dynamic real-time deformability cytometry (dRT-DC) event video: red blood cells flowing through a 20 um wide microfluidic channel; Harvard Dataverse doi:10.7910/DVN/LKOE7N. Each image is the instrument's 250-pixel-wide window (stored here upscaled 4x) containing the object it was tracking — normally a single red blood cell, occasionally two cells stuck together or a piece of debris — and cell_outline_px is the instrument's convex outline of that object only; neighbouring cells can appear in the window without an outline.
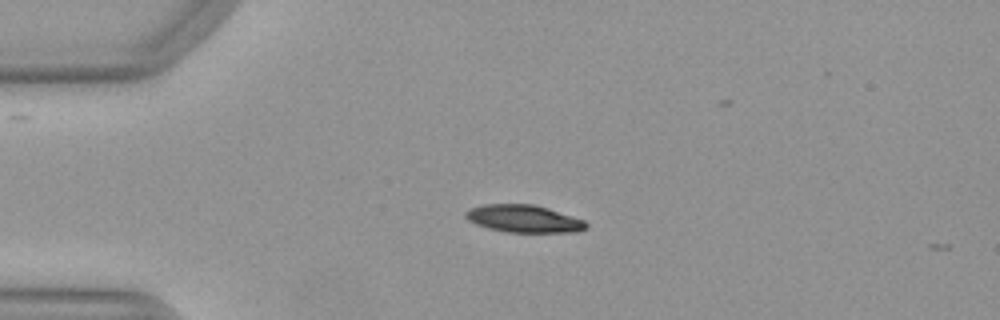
{"species": "Egyptian fruit bat (a non-hibernating species)", "species_latin": "Rousettus aegyptiacus", "temperature_condition": "warm", "stored_images_in_passage": 2, "camera_frame_rate_fps": 3000, "um_per_image_px": 0.085, "animal": {"sex": "female"}, "frame": {"image": 1, "passage_image": 1, "time_ms": 0.0, "image_size_px": [1000, 320], "cell_outline_px": [[588, 228], [576, 232], [508, 232], [488, 228], [476, 224], [468, 220], [464, 216], [464, 212], [468, 208], [484, 204], [536, 204], [584, 220], [588, 224]], "centroid_in_image_um": [44.5, 18.58], "position_along_channel_um": 40.5, "area_um2": 19.42}}